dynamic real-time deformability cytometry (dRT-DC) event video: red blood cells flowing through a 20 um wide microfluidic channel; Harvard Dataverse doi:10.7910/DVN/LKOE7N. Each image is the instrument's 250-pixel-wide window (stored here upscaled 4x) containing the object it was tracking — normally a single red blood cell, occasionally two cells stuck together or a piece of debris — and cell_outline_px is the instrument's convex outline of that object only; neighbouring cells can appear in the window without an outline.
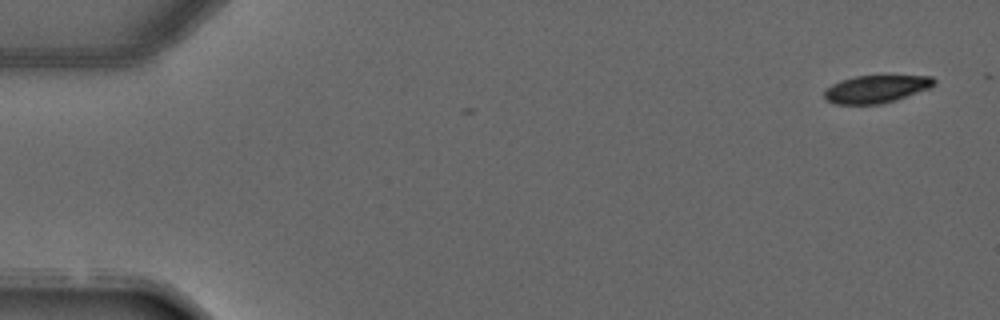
{"species": "common noctule bat (a hibernating species)", "species_latin": "Nyctalus noctula", "temperature_condition": "warm", "stored_images_in_passage": 4, "camera_frame_rate_fps": 3000, "um_per_image_px": 0.085, "animal": {"sex": "male", "forearm_length_mm": 52.5}, "frame": {"image": 1, "passage_image": 1, "time_ms": 0.0, "image_size_px": [1000, 320], "cell_outline_px": [[936, 84], [928, 88], [896, 100], [880, 104], [836, 104], [824, 100], [824, 92], [832, 84], [840, 80], [856, 76], [932, 76], [936, 80]], "centroid_in_image_um": [74.45, 7.57], "position_along_channel_um": 10.6, "area_um2": 17.57}}